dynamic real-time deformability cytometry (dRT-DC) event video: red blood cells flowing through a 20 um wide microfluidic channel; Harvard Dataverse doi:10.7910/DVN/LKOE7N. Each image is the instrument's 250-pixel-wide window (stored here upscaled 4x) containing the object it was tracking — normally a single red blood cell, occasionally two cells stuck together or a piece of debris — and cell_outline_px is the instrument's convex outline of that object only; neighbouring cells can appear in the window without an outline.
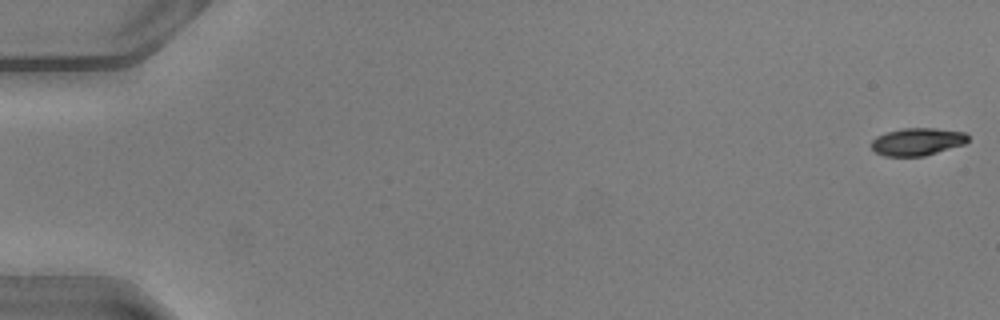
{"species": "common noctule bat (a hibernating species)", "species_latin": "Nyctalus noctula", "temperature_condition": "warm", "stored_images_in_passage": 51, "camera_frame_rate_fps": 3000, "um_per_image_px": 0.085, "animal": {"sex": "male", "body_mass_g": 20.5, "forearm_length_mm": 52.5}, "frame": {"image": 1, "passage_image": 1, "time_ms": 0.0, "image_size_px": [1000, 320], "cell_outline_px": [[968, 140], [964, 144], [924, 156], [884, 156], [876, 152], [872, 148], [872, 140], [876, 136], [888, 132], [904, 128], [936, 128], [964, 132], [968, 136]], "centroid_in_image_um": [77.97, 12.04], "position_along_channel_um": 7.0, "area_um2": 15.37}}
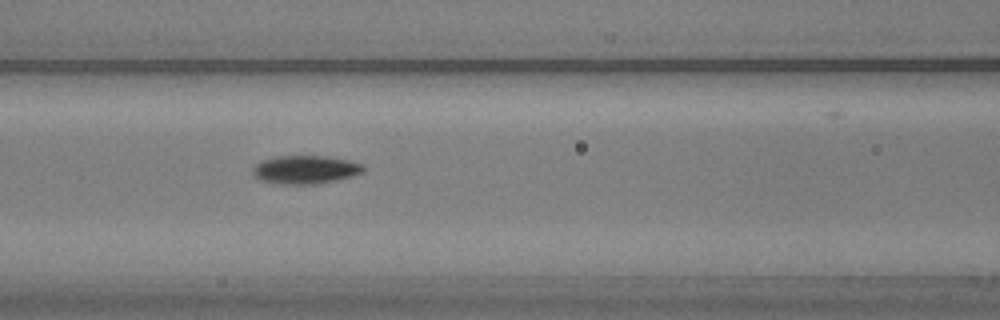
{"frame": {"image": 2, "passage_image": 23, "time_ms": 7.333, "image_size_px": [1000, 320], "cell_outline_px": [[364, 172], [352, 176], [336, 180], [316, 184], [280, 184], [260, 180], [252, 172], [252, 168], [256, 164], [264, 160], [276, 156], [324, 156], [348, 160], [364, 164]], "centroid_in_image_um": [25.97, 14.42], "position_along_channel_um": 140.6, "area_um2": 18.21}}
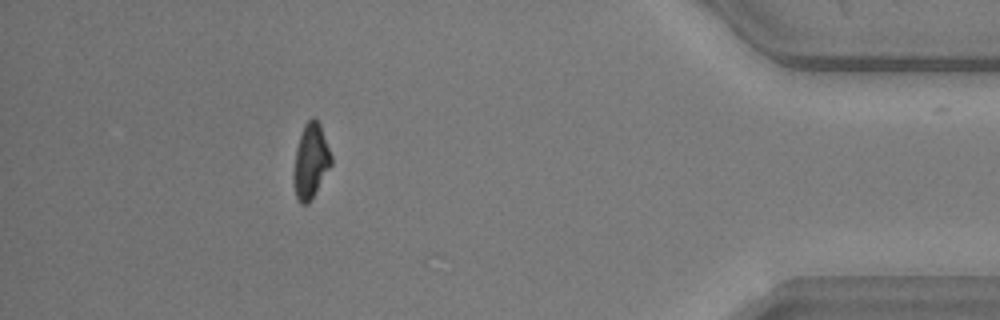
{"frame": {"image": 3, "passage_image": 46, "time_ms": 15.0, "image_size_px": [1000, 320], "cell_outline_px": [[332, 164], [308, 204], [300, 204], [296, 196], [292, 180], [292, 172], [296, 148], [304, 124], [312, 116], [316, 116], [320, 124], [332, 156]], "centroid_in_image_um": [26.39, 13.68], "position_along_channel_um": 408.8, "area_um2": 16.53}, "authors_computed_cell_mechanics": {"area_um2": 16.762, "velocity_mm_per_s": 4.0994, "shape_relaxation_time_tau1_ms": 2.2431, "shape_relaxation_time_tau2_ms": 8.2623, "deformation_change_tau1": 0.1343, "deformation_change_tau2": 0.1297}}